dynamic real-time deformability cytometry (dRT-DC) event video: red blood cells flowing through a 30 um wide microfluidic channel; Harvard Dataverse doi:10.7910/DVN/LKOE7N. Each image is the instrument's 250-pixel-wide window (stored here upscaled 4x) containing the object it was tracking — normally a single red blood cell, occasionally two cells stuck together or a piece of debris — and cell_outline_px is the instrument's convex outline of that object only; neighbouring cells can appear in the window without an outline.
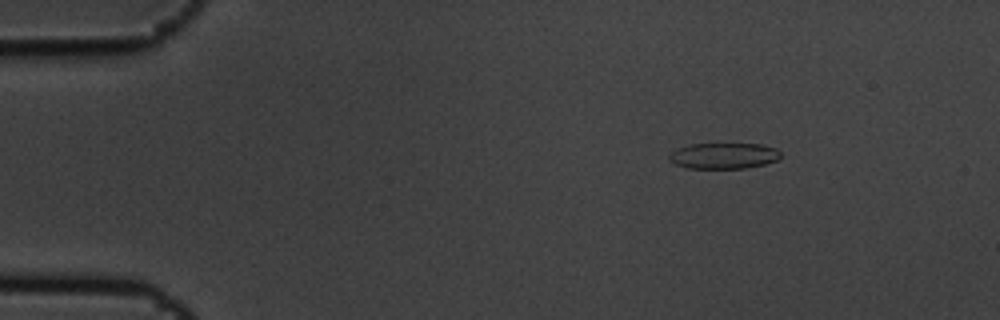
{"species": "common noctule bat (a hibernating species)", "species_latin": "Nyctalus noctula", "temperature_condition": "cold", "stored_images_in_passage": 7, "camera_frame_rate_fps": 3000, "um_per_image_px": 0.085, "animal": {"sex": "male", "body_mass_g": 19.5, "forearm_length_mm": 54.6}, "frame": {"image": 1, "passage_image": 2, "time_ms": 0.333, "image_size_px": [1000, 320], "cell_outline_px": [[780, 156], [776, 160], [764, 164], [744, 168], [688, 168], [676, 164], [668, 160], [668, 156], [676, 148], [688, 144], [760, 144], [776, 148], [780, 152]], "centroid_in_image_um": [61.48, 13.23], "position_along_channel_um": 23.5, "area_um2": 16.76}}
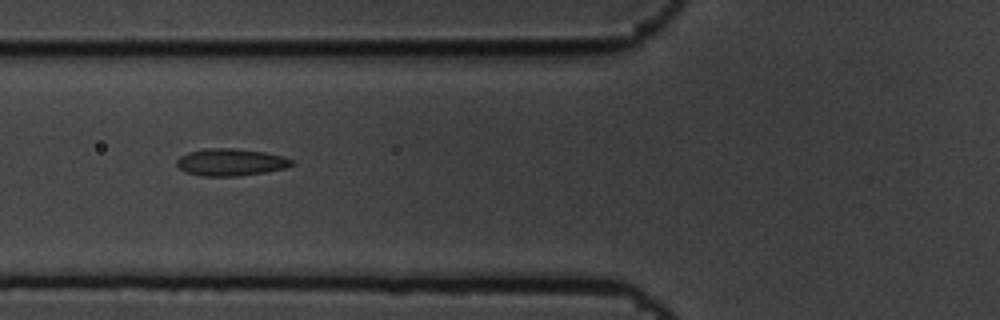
{"frame": {"image": 2, "passage_image": 6, "time_ms": 1.667, "image_size_px": [1000, 320], "cell_outline_px": [[296, 164], [284, 168], [264, 172], [240, 176], [200, 176], [184, 172], [176, 164], [176, 160], [180, 156], [188, 152], [204, 148], [232, 148], [264, 152], [284, 156], [292, 160]], "centroid_in_image_um": [19.59, 13.79], "position_along_channel_um": 106.2, "area_um2": 18.32}}
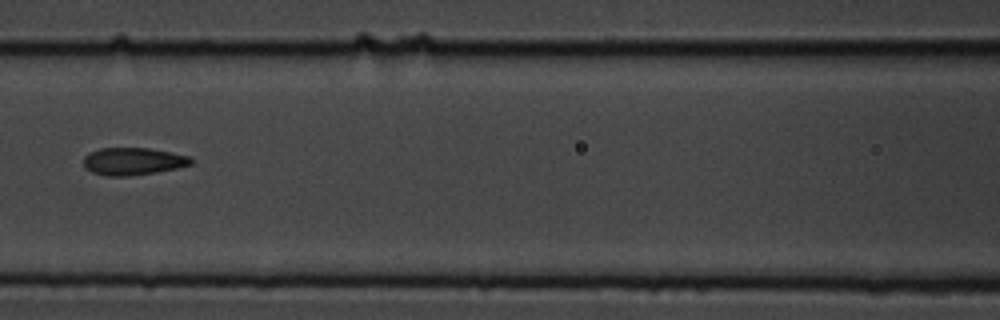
{"frame": {"image": 3, "passage_image": 7, "time_ms": 2.0, "image_size_px": [1000, 320], "cell_outline_px": [[192, 164], [176, 168], [156, 172], [128, 176], [104, 176], [92, 172], [84, 168], [84, 156], [88, 152], [100, 148], [148, 148], [188, 156], [192, 160]], "centroid_in_image_um": [11.24, 13.71], "position_along_channel_um": 155.4, "area_um2": 17.11}}